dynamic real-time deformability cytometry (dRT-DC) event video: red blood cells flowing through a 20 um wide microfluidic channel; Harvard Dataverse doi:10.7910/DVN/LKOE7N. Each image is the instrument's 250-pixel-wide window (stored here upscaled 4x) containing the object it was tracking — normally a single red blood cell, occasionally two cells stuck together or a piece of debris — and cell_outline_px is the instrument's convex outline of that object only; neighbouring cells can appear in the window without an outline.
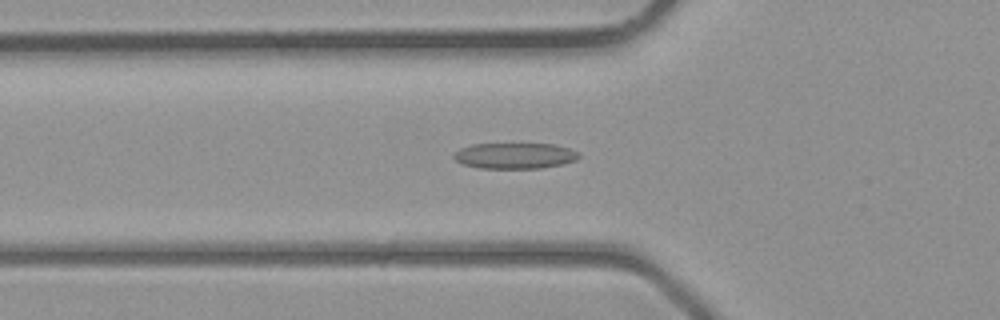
{"species": "common noctule bat (a hibernating species)", "species_latin": "Nyctalus noctula", "temperature_condition": "room temperature", "stored_images_in_passage": 40, "camera_frame_rate_fps": 3000, "um_per_image_px": 0.085, "animal": {"sex": "male", "body_mass_g": 23.1, "forearm_length_mm": 52.7}, "frame": {"image": 1, "passage_image": 13, "time_ms": 4.0, "image_size_px": [1000, 320], "cell_outline_px": [[580, 156], [576, 160], [560, 164], [540, 168], [480, 168], [464, 164], [456, 160], [452, 156], [460, 148], [472, 144], [552, 144], [568, 148], [580, 152]], "centroid_in_image_um": [43.76, 13.23], "position_along_channel_um": 82.0, "area_um2": 18.67}}
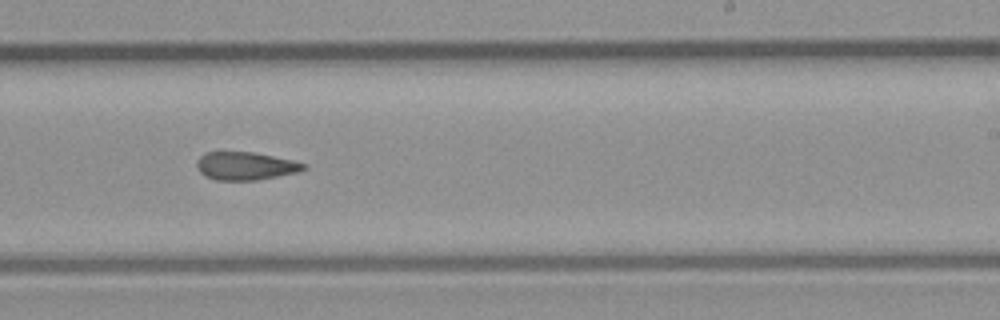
{"frame": {"image": 2, "passage_image": 24, "time_ms": 7.667, "image_size_px": [1000, 320], "cell_outline_px": [[304, 168], [296, 172], [256, 180], [216, 180], [204, 176], [200, 172], [196, 164], [196, 160], [200, 156], [208, 152], [252, 152], [292, 160], [304, 164]], "centroid_in_image_um": [20.78, 14.11], "position_along_channel_um": 268.2, "area_um2": 17.11}}
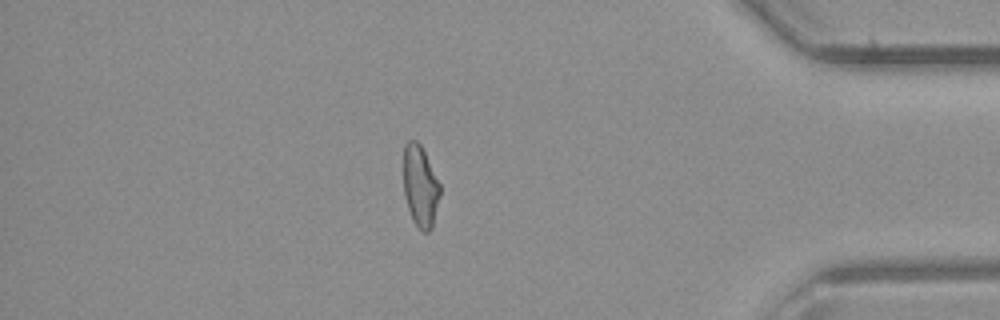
{"frame": {"image": 3, "passage_image": 34, "time_ms": 11.0, "image_size_px": [1000, 320], "cell_outline_px": [[440, 196], [432, 228], [428, 232], [424, 232], [412, 220], [408, 208], [404, 192], [404, 144], [408, 140], [416, 140], [420, 144], [440, 184]], "centroid_in_image_um": [35.72, 15.83], "position_along_channel_um": 399.5, "area_um2": 17.17}}